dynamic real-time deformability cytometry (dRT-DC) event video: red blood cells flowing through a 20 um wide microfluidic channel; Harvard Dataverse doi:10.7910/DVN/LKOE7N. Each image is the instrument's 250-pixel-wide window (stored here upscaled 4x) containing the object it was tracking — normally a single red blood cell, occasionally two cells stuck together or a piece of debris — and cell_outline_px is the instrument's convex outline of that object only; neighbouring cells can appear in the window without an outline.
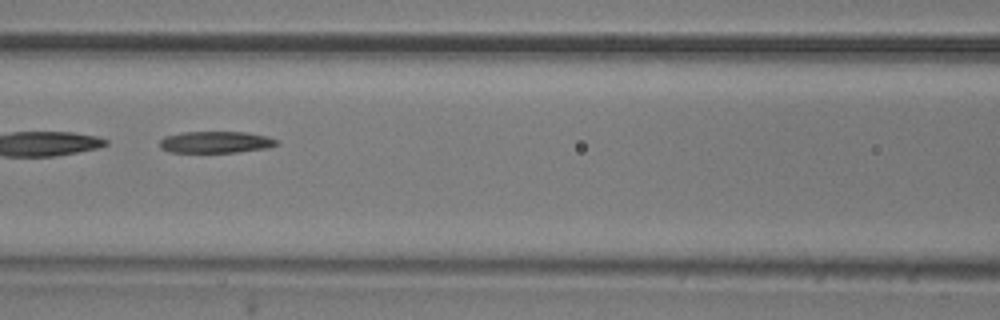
{"species": "common noctule bat (a hibernating species)", "species_latin": "Nyctalus noctula", "temperature_condition": "room temperature", "stored_images_in_passage": 52, "camera_frame_rate_fps": 3000, "um_per_image_px": 0.085, "animal": {"sex": "male", "body_mass_g": 20.5, "forearm_length_mm": 52.5}, "frame": {"image": 1, "passage_image": 23, "time_ms": 7.333, "image_size_px": [1000, 320], "cell_outline_px": [[280, 144], [268, 148], [236, 152], [172, 152], [160, 148], [160, 140], [164, 136], [180, 132], [244, 132], [268, 136], [276, 140]], "centroid_in_image_um": [18.34, 12.08], "position_along_channel_um": 148.3, "area_um2": 14.8}, "authors_computed_cell_mechanics": {"area_um2": 23.3223, "velocity_mm_per_s": 3.7999, "shape_relaxation_time_tau1_ms": 10.0469, "shape_relaxation_time_tau2_ms": 7.931, "deformation_change_tau1": 0.2386, "deformation_change_tau2": 0.192}}